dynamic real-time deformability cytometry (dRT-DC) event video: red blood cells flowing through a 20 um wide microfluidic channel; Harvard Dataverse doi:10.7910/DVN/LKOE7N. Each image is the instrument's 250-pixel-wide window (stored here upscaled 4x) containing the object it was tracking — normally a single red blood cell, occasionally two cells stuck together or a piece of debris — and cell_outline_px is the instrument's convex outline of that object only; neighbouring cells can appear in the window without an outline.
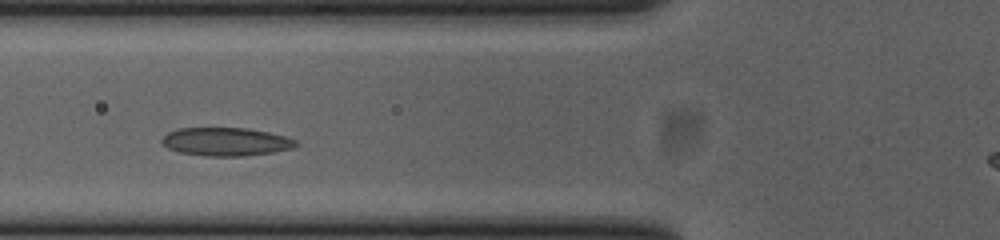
{"species": "common noctule bat (a hibernating species)", "species_latin": "Nyctalus noctula", "temperature_condition": "cold", "stored_images_in_passage": 39, "camera_frame_rate_fps": 3000, "um_per_image_px": 0.085, "animal": {"sex": "female", "body_mass_g": 23.0, "forearm_length_mm": 53.4}, "frame": {"image": 1, "passage_image": 14, "time_ms": 4.333, "image_size_px": [1000, 240], "cell_outline_px": [[300, 144], [292, 148], [272, 152], [244, 156], [204, 156], [180, 152], [168, 148], [160, 140], [168, 132], [176, 128], [248, 128], [268, 132], [284, 136], [296, 140]], "centroid_in_image_um": [19.2, 12.04], "position_along_channel_um": 106.6, "area_um2": 22.08}}
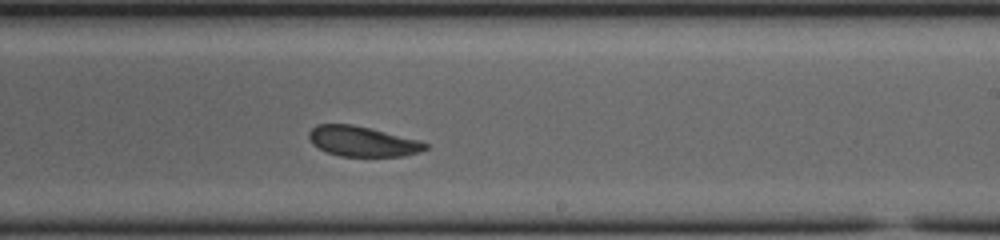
{"frame": {"image": 2, "passage_image": 26, "time_ms": 8.333, "image_size_px": [1000, 240], "cell_outline_px": [[428, 148], [420, 152], [404, 156], [340, 156], [328, 152], [312, 144], [308, 140], [308, 132], [316, 124], [352, 124], [372, 128], [416, 140], [428, 144]], "centroid_in_image_um": [30.77, 12.01], "position_along_channel_um": 258.2, "area_um2": 20.4}}
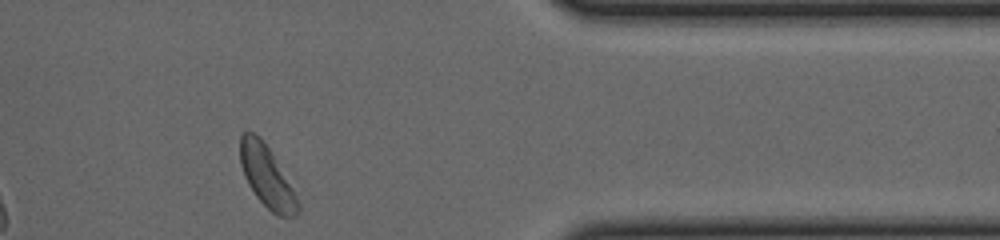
{"frame": {"image": 3, "passage_image": 38, "time_ms": 12.333, "image_size_px": [1000, 240], "cell_outline_px": [[300, 208], [292, 216], [276, 216], [256, 196], [248, 184], [244, 176], [240, 164], [240, 136], [244, 132], [252, 132], [260, 136], [268, 148], [296, 196], [300, 204]], "centroid_in_image_um": [22.63, 15.0], "position_along_channel_um": 388.8, "area_um2": 20.06}, "authors_computed_cell_mechanics": {"area_um2": 21.675, "velocity_mm_per_s": 3.7945, "shape_relaxation_time_tau1_ms": 8.4593, "shape_relaxation_time_tau2_ms": 1.8957, "deformation_change_tau1": 0.1285, "deformation_change_tau2": 0.0709}}